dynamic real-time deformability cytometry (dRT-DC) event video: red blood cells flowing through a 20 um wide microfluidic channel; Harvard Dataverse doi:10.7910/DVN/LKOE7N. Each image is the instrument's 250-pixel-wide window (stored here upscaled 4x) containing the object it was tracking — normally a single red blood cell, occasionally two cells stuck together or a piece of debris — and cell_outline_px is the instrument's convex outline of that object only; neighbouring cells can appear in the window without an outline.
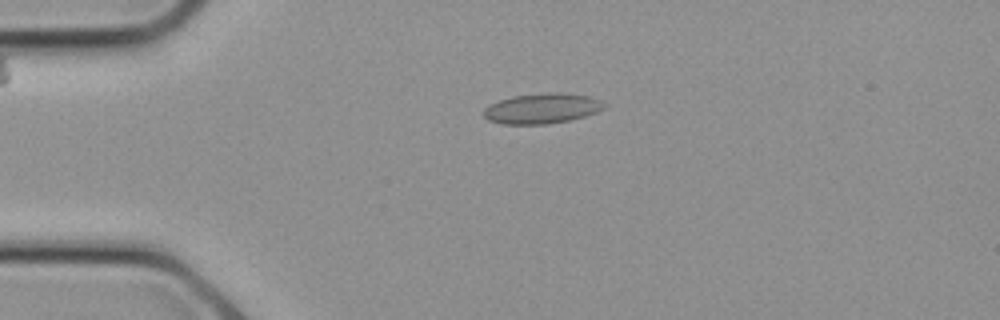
{"species": "common noctule bat (a hibernating species)", "species_latin": "Nyctalus noctula", "temperature_condition": "cold", "stored_images_in_passage": 7, "camera_frame_rate_fps": 3000, "um_per_image_px": 0.085, "animal": {"sex": "female", "body_mass_g": 21.9}, "frame": {"image": 1, "passage_image": 2, "time_ms": 0.333, "image_size_px": [1000, 320], "cell_outline_px": [[608, 104], [604, 108], [596, 112], [584, 116], [568, 120], [548, 124], [504, 124], [488, 120], [484, 116], [484, 108], [488, 104], [512, 96], [544, 92], [560, 92], [588, 96], [600, 100]], "centroid_in_image_um": [46.06, 9.21], "position_along_channel_um": 38.9, "area_um2": 21.33}}
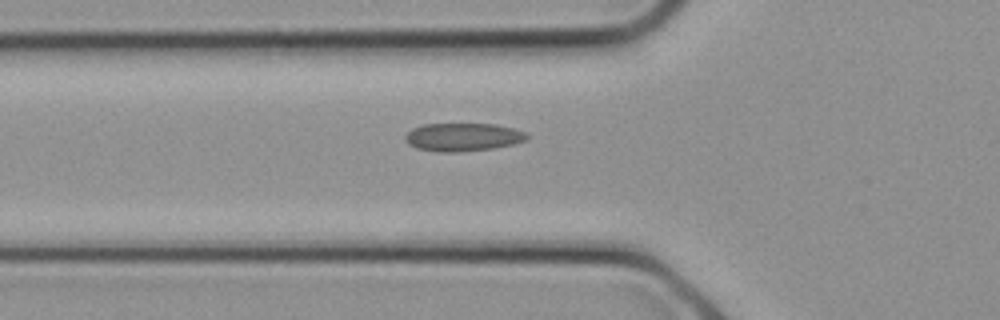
{"frame": {"image": 2, "passage_image": 5, "time_ms": 1.333, "image_size_px": [1000, 320], "cell_outline_px": [[528, 140], [512, 144], [492, 148], [460, 152], [440, 152], [416, 148], [408, 144], [404, 140], [404, 136], [412, 128], [424, 124], [496, 124], [528, 132]], "centroid_in_image_um": [39.34, 11.65], "position_along_channel_um": 86.5, "area_um2": 20.06}}
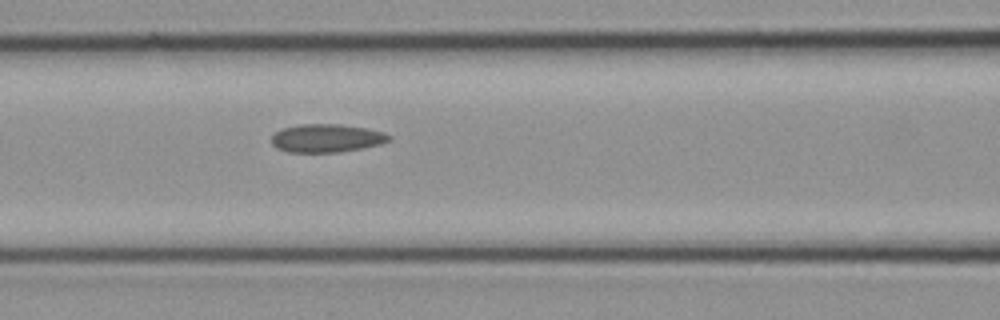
{"frame": {"image": 3, "passage_image": 7, "time_ms": 2.0, "image_size_px": [1000, 320], "cell_outline_px": [[392, 140], [380, 144], [364, 148], [340, 152], [288, 152], [276, 148], [272, 144], [272, 136], [280, 128], [300, 124], [340, 124], [364, 128], [384, 132], [392, 136]], "centroid_in_image_um": [27.77, 11.74], "position_along_channel_um": 138.8, "area_um2": 19.48}}